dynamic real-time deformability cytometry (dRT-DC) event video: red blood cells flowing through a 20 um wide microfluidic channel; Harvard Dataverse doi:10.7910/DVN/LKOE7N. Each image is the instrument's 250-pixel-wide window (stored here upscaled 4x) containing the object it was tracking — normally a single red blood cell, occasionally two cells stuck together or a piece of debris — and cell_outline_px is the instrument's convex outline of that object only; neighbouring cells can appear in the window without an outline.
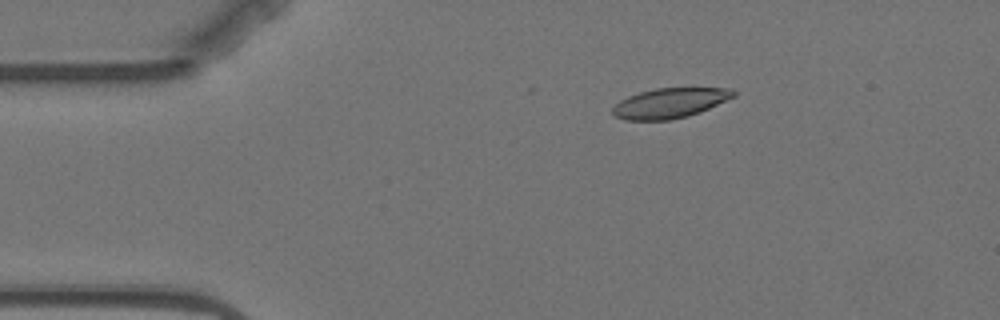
{"species": "Egyptian fruit bat (a non-hibernating species)", "species_latin": "Rousettus aegyptiacus", "temperature_condition": "warm", "stored_images_in_passage": 5, "camera_frame_rate_fps": 3000, "um_per_image_px": 0.085, "animal": {"sex": "female"}, "frame": {"image": 1, "passage_image": 2, "time_ms": 1.333, "image_size_px": [1000, 320], "cell_outline_px": [[736, 96], [700, 112], [688, 116], [668, 120], [624, 120], [616, 116], [612, 112], [612, 108], [620, 100], [628, 96], [640, 92], [656, 88], [732, 88], [736, 92]], "centroid_in_image_um": [56.95, 8.76], "position_along_channel_um": 28.0, "area_um2": 21.1}}
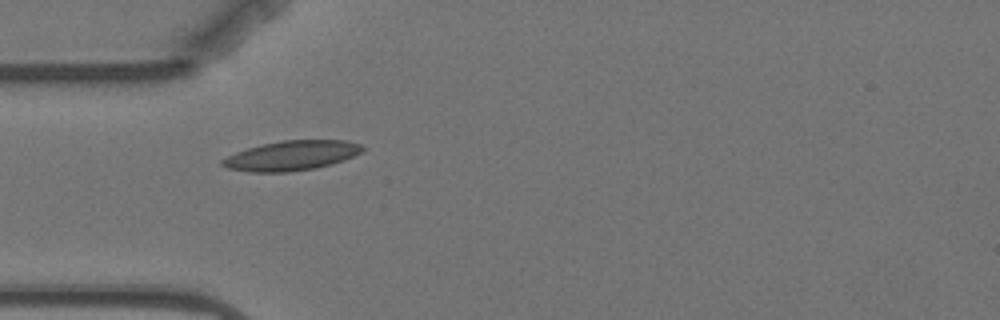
{"frame": {"image": 2, "passage_image": 4, "time_ms": 3.667, "image_size_px": [1000, 320], "cell_outline_px": [[364, 148], [360, 152], [344, 160], [332, 164], [316, 168], [288, 172], [248, 172], [228, 168], [220, 164], [220, 160], [236, 152], [248, 148], [280, 140], [348, 140], [360, 144]], "centroid_in_image_um": [24.77, 13.23], "position_along_channel_um": 60.2, "area_um2": 24.22}}
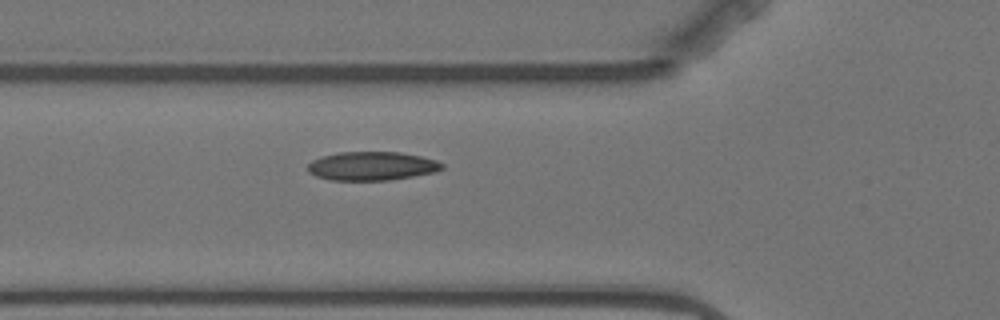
{"frame": {"image": 3, "passage_image": 5, "time_ms": 4.667, "image_size_px": [1000, 320], "cell_outline_px": [[444, 168], [436, 172], [388, 180], [328, 180], [316, 176], [308, 172], [308, 164], [312, 160], [320, 156], [340, 152], [400, 152], [420, 156], [436, 160], [444, 164]], "centroid_in_image_um": [31.6, 14.11], "position_along_channel_um": 94.2, "area_um2": 22.54}}